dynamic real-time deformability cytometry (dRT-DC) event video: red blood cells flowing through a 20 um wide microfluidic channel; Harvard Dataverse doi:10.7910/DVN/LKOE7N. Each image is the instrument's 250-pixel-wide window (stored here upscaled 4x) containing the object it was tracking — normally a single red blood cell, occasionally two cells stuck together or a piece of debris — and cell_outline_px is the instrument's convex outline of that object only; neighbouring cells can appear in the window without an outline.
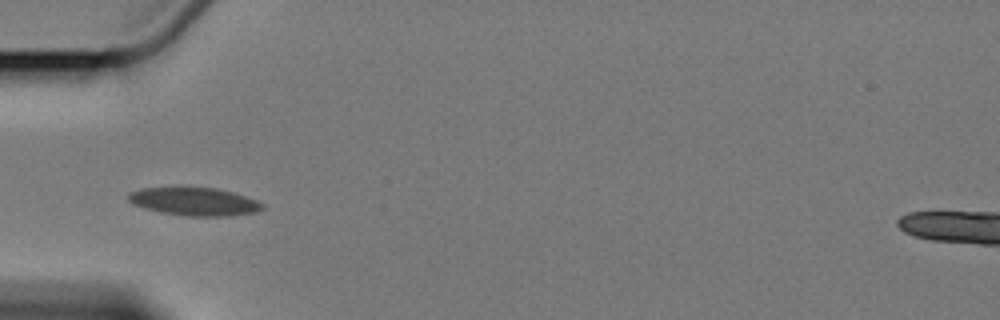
{"species": "Egyptian fruit bat (a non-hibernating species)", "species_latin": "Rousettus aegyptiacus", "temperature_condition": "cold", "stored_images_in_passage": 5, "camera_frame_rate_fps": 3000, "um_per_image_px": 0.085, "animal": {"sex": "female"}, "frame": {"image": 1, "passage_image": 5, "time_ms": 5.333, "image_size_px": [1000, 320], "cell_outline_px": [[264, 208], [256, 212], [232, 216], [184, 216], [160, 212], [144, 208], [132, 204], [128, 200], [128, 192], [140, 188], [216, 188], [232, 192], [256, 200], [264, 204]], "centroid_in_image_um": [16.51, 17.14], "position_along_channel_um": 68.5, "area_um2": 21.91}}